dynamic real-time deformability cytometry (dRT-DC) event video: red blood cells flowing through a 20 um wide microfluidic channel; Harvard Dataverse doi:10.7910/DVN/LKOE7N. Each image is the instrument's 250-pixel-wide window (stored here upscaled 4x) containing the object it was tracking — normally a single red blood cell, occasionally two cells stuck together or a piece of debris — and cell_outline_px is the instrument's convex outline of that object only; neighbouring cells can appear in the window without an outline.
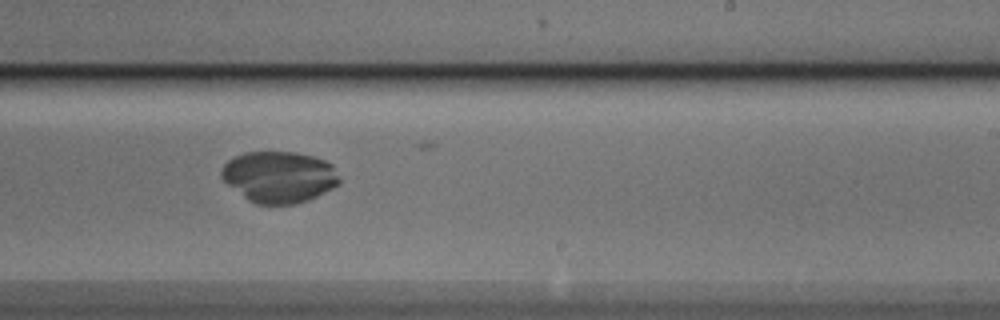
{"species": "Egyptian fruit bat (a non-hibernating species)", "species_latin": "Rousettus aegyptiacus", "temperature_condition": "cold", "stored_images_in_passage": 27, "camera_frame_rate_fps": 3000, "um_per_image_px": 0.085, "animal": {"sex": "male"}, "frame": {"image": 1, "passage_image": 16, "time_ms": 5.0, "image_size_px": [1000, 320], "cell_outline_px": [[340, 184], [308, 200], [296, 204], [256, 204], [248, 200], [228, 184], [220, 176], [220, 168], [228, 160], [244, 152], [296, 152], [312, 156], [324, 160], [332, 164], [340, 180]], "centroid_in_image_um": [23.71, 15.03], "position_along_channel_um": 265.3, "area_um2": 35.26}}
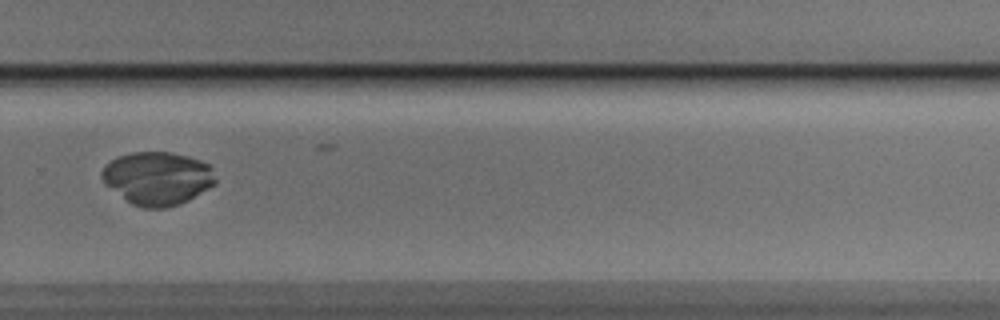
{"frame": {"image": 2, "passage_image": 20, "time_ms": 6.333, "image_size_px": [1000, 320], "cell_outline_px": [[216, 184], [188, 200], [180, 204], [164, 208], [144, 208], [132, 204], [104, 184], [100, 176], [100, 172], [116, 156], [132, 152], [168, 152], [188, 156], [200, 160], [208, 164], [212, 168], [216, 180]], "centroid_in_image_um": [13.38, 15.15], "position_along_channel_um": 316.4, "area_um2": 35.26}}